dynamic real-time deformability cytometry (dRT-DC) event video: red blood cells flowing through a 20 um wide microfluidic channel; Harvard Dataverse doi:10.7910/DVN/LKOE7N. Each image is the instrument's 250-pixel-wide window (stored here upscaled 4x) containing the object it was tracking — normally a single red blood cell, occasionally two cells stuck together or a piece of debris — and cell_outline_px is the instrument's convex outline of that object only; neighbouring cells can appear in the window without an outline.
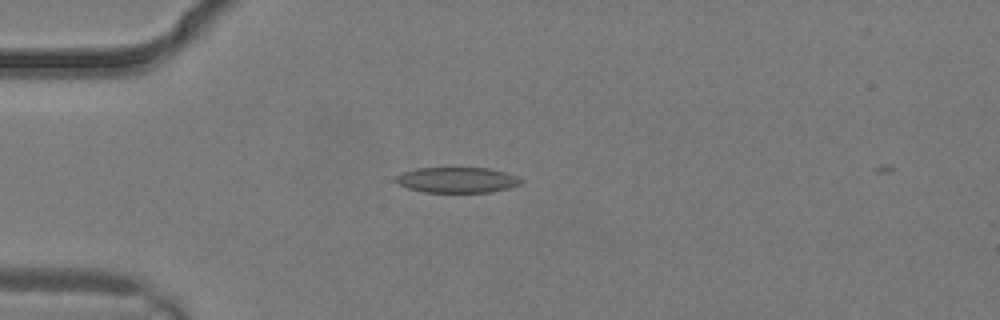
{"species": "common noctule bat (a hibernating species)", "species_latin": "Nyctalus noctula", "temperature_condition": "warm", "stored_images_in_passage": 2, "camera_frame_rate_fps": 3000, "um_per_image_px": 0.085, "animal": {"sex": "male", "body_mass_g": 19.2, "forearm_length_mm": 51.8}, "frame": {"image": 1, "passage_image": 1, "time_ms": 0.0, "image_size_px": [1000, 320], "cell_outline_px": [[524, 180], [520, 184], [508, 188], [488, 192], [424, 192], [408, 188], [396, 184], [392, 180], [396, 176], [404, 172], [416, 168], [488, 168], [504, 172], [516, 176]], "centroid_in_image_um": [38.8, 15.3], "position_along_channel_um": 46.2, "area_um2": 18.61}}